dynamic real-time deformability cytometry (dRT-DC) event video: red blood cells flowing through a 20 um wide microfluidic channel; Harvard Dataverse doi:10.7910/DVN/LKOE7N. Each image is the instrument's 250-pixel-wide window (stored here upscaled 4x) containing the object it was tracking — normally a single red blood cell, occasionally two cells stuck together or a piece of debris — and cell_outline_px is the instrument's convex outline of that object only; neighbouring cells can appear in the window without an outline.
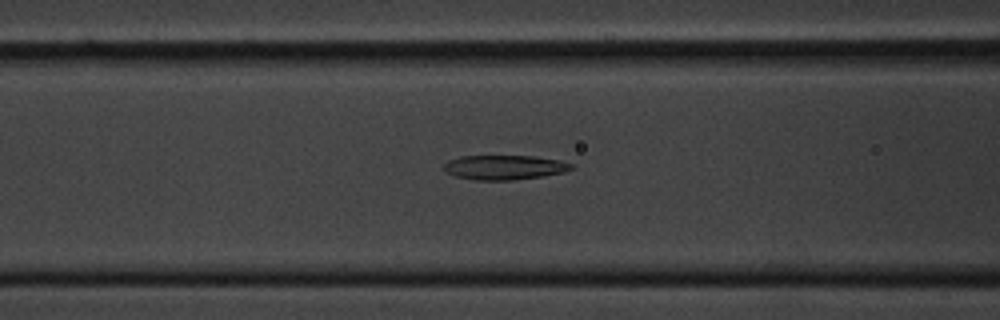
{"species": "common noctule bat (a hibernating species)", "species_latin": "Nyctalus noctula", "temperature_condition": "cold", "stored_images_in_passage": 48, "camera_frame_rate_fps": 3000, "um_per_image_px": 0.085, "animal": {"sex": "male", "body_mass_g": 20.1, "forearm_length_mm": 53.5}, "frame": {"image": 1, "passage_image": 15, "time_ms": 4.667, "image_size_px": [1000, 320], "cell_outline_px": [[572, 168], [564, 172], [540, 176], [512, 180], [476, 180], [456, 176], [444, 172], [444, 164], [448, 160], [460, 156], [532, 156], [560, 160], [572, 164]], "centroid_in_image_um": [42.83, 14.22], "position_along_channel_um": 123.8, "area_um2": 18.09}}
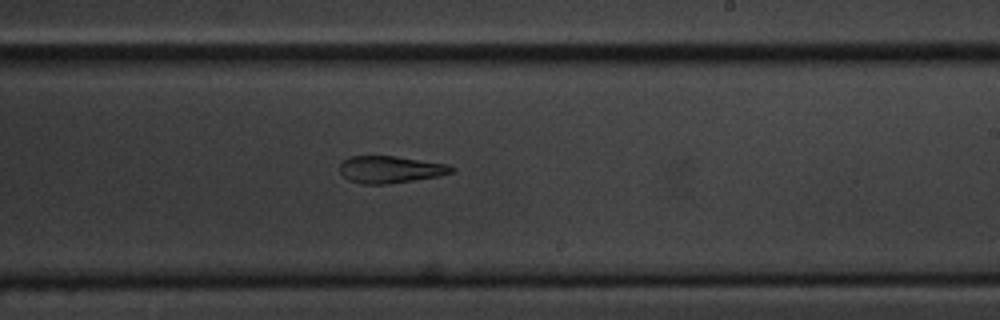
{"frame": {"image": 2, "passage_image": 26, "time_ms": 8.333, "image_size_px": [1000, 320], "cell_outline_px": [[456, 172], [440, 176], [388, 184], [360, 184], [348, 180], [340, 172], [340, 164], [344, 160], [352, 156], [396, 156], [448, 164], [456, 168]], "centroid_in_image_um": [33.22, 14.41], "position_along_channel_um": 255.8, "area_um2": 17.8}}
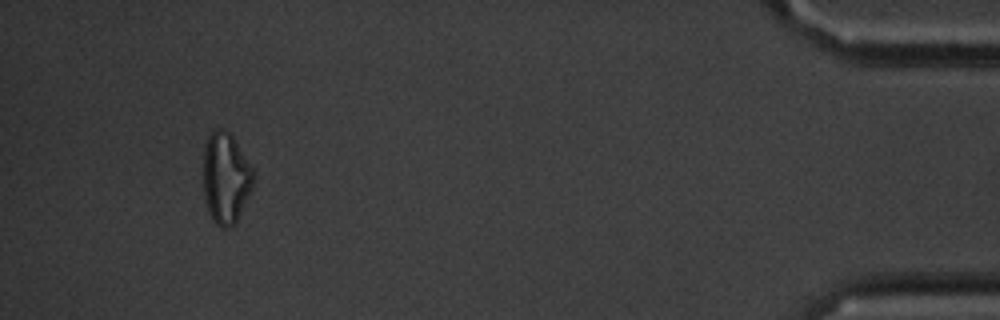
{"frame": {"image": 3, "passage_image": 45, "time_ms": 14.667, "image_size_px": [1000, 320], "cell_outline_px": [[252, 188], [236, 224], [224, 228], [216, 224], [212, 220], [208, 212], [204, 200], [204, 144], [208, 136], [216, 128], [220, 128], [228, 132], [232, 136], [252, 168]], "centroid_in_image_um": [19.16, 15.16], "position_along_channel_um": 416.0, "area_um2": 26.36}, "authors_computed_cell_mechanics": {"area_um2": 19.0451, "velocity_mm_per_s": 3.603, "shape_relaxation_time_tau1_ms": 4.5402, "shape_relaxation_time_tau2_ms": 6.2175, "deformation_change_tau1": 0.1923, "deformation_change_tau2": 0.191}}